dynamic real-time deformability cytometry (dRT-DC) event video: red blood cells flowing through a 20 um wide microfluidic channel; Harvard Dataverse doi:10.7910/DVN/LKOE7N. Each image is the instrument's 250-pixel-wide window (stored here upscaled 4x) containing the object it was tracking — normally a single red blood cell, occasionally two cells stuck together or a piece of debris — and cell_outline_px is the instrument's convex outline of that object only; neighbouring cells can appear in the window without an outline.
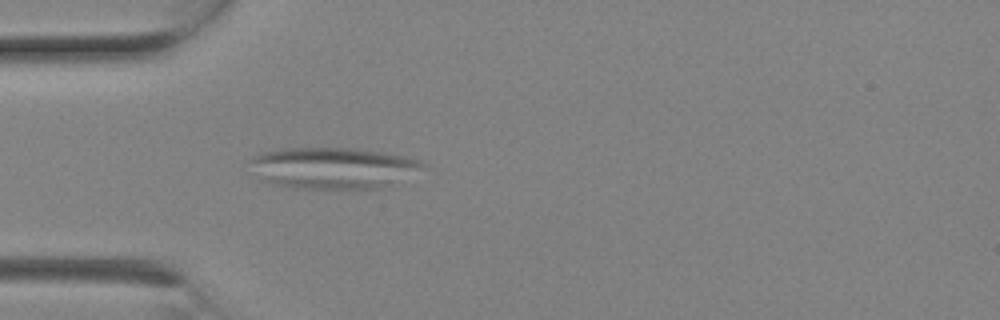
{"species": "Egyptian fruit bat (a non-hibernating species)", "species_latin": "Rousettus aegyptiacus", "temperature_condition": "room temperature", "stored_images_in_passage": 2, "camera_frame_rate_fps": 3000, "um_per_image_px": 0.085, "animal": {"sex": "female"}, "frame": {"image": 1, "passage_image": 2, "time_ms": 0.333, "image_size_px": [1000, 320], "cell_outline_px": [[428, 164], [380, 188], [292, 188], [260, 180], [252, 160], [252, 156], [260, 152], [280, 148], [352, 148], [380, 152], [404, 156], [420, 160]], "centroid_in_image_um": [28.24, 14.25], "position_along_channel_um": 56.8, "area_um2": 40.69}}